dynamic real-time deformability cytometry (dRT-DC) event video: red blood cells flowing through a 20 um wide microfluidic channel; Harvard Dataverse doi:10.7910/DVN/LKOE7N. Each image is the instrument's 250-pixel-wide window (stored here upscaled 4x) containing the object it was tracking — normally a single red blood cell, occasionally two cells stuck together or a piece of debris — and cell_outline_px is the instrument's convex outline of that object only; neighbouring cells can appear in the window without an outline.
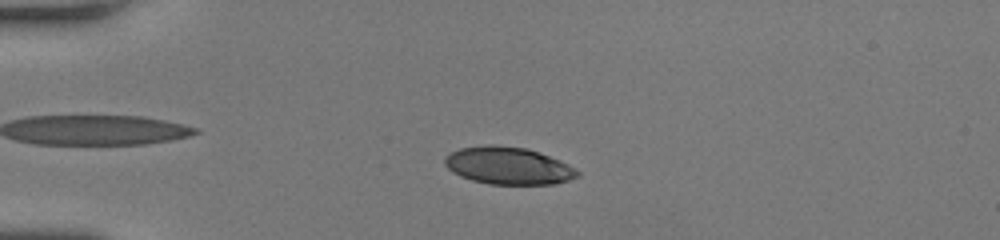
{"species": "human", "species_latin": "Homo sapiens", "temperature_condition": "room temperature", "stored_images_in_passage": 48, "camera_frame_rate_fps": 3000, "um_per_image_px": 0.085, "donor": {"sex": "female"}, "frame": {"image": 1, "passage_image": 12, "time_ms": 3.667, "image_size_px": [1000, 240], "cell_outline_px": [[580, 176], [556, 184], [488, 184], [472, 180], [460, 176], [452, 172], [444, 164], [444, 156], [460, 148], [488, 144], [496, 144], [528, 148], [540, 152], [560, 160], [568, 164], [580, 172]], "centroid_in_image_um": [43.2, 14.08], "position_along_channel_um": 41.8, "area_um2": 29.19}}
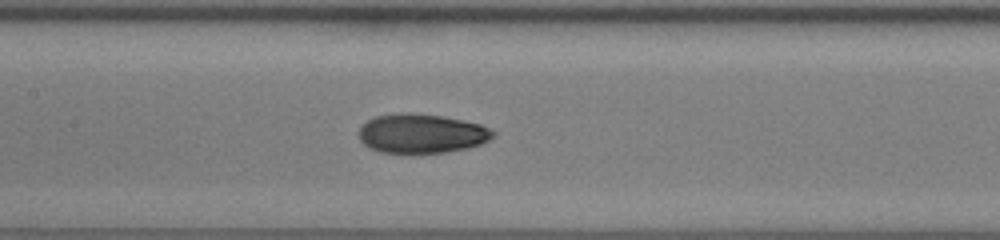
{"frame": {"image": 2, "passage_image": 24, "time_ms": 7.667, "image_size_px": [1000, 240], "cell_outline_px": [[496, 136], [480, 144], [468, 148], [444, 152], [380, 152], [368, 148], [360, 140], [360, 128], [368, 120], [376, 116], [400, 112], [440, 116], [464, 120], [480, 124], [496, 132]], "centroid_in_image_um": [35.85, 11.34], "position_along_channel_um": 171.6, "area_um2": 30.4}}
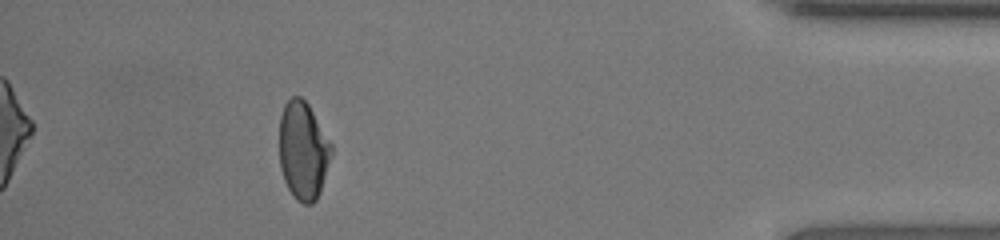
{"frame": {"image": 3, "passage_image": 44, "time_ms": 14.333, "image_size_px": [1000, 240], "cell_outline_px": [[332, 152], [320, 192], [316, 200], [312, 204], [304, 204], [296, 200], [292, 196], [284, 180], [280, 168], [280, 116], [284, 104], [292, 96], [300, 96], [308, 104], [332, 144]], "centroid_in_image_um": [25.76, 12.81], "position_along_channel_um": 409.4, "area_um2": 29.71}, "authors_computed_cell_mechanics": {"area_um2": 30.2005, "velocity_mm_per_s": 4.2828, "shape_relaxation_time_tau1_ms": 3.6253, "shape_relaxation_time_tau2_ms": 1.8332, "deformation_change_tau1": 0.1747, "deformation_change_tau2": 0.0664}}